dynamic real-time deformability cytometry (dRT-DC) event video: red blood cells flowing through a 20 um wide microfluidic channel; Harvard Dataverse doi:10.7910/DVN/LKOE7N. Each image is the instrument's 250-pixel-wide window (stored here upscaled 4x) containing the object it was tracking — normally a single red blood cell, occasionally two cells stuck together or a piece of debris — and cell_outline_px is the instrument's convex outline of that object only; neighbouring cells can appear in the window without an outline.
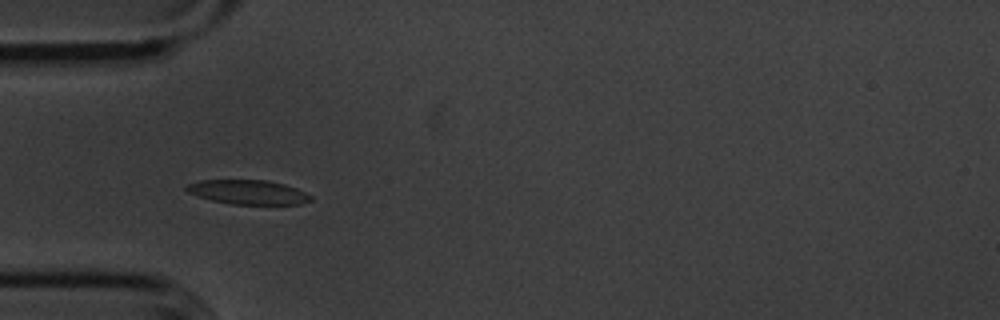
{"species": "common noctule bat (a hibernating species)", "species_latin": "Nyctalus noctula", "temperature_condition": "cold", "stored_images_in_passage": 55, "camera_frame_rate_fps": 3000, "um_per_image_px": 0.085, "animal": {"sex": "male", "body_mass_g": 20.1, "forearm_length_mm": 53.5}, "frame": {"image": 1, "passage_image": 16, "time_ms": 5.0, "image_size_px": [1000, 320], "cell_outline_px": [[312, 200], [300, 204], [232, 204], [212, 200], [188, 192], [184, 188], [188, 184], [200, 180], [268, 180], [284, 184], [296, 188], [312, 196]], "centroid_in_image_um": [21.1, 16.32], "position_along_channel_um": 63.9, "area_um2": 17.46}}
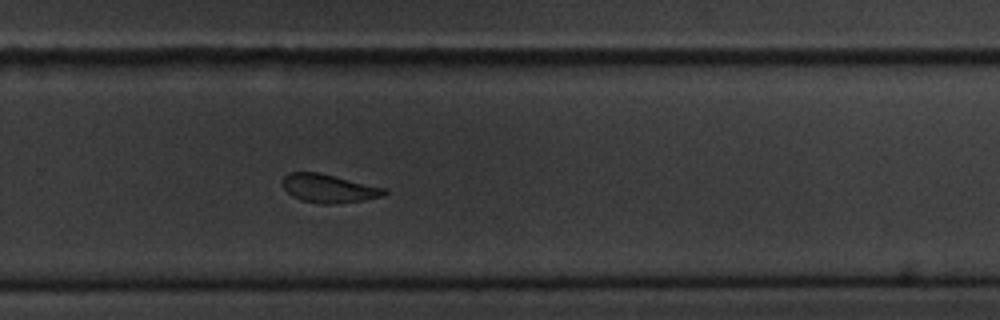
{"frame": {"image": 2, "passage_image": 36, "time_ms": 11.667, "image_size_px": [1000, 320], "cell_outline_px": [[388, 192], [384, 196], [364, 200], [340, 204], [320, 204], [300, 200], [292, 196], [280, 184], [284, 176], [288, 172], [316, 172], [388, 188]], "centroid_in_image_um": [27.96, 16.03], "position_along_channel_um": 301.8, "area_um2": 17.17}}
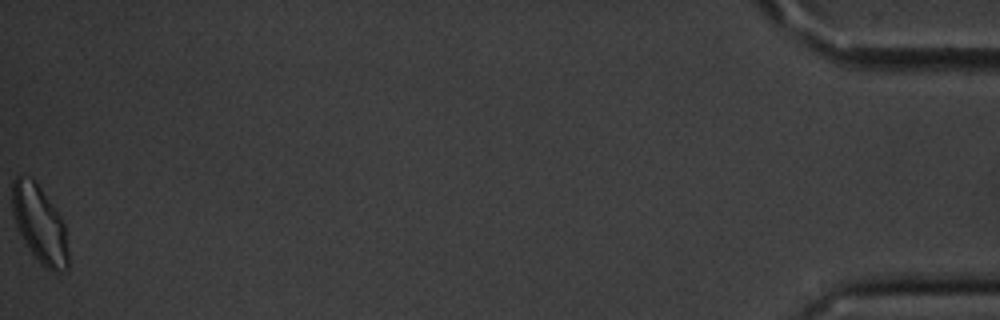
{"frame": {"image": 3, "passage_image": 55, "time_ms": 18.0, "image_size_px": [1000, 320], "cell_outline_px": [[68, 268], [60, 272], [52, 272], [28, 248], [16, 224], [12, 212], [12, 180], [20, 172], [32, 176], [36, 180], [64, 224], [68, 252]], "centroid_in_image_um": [3.34, 18.97], "position_along_channel_um": 431.9, "area_um2": 25.03}, "authors_computed_cell_mechanics": {"area_um2": 18.4382, "velocity_mm_per_s": 3.5841, "shape_relaxation_time_tau1_ms": 2.8907, "shape_relaxation_time_tau2_ms": 7.9379, "deformation_change_tau1": 0.1096, "deformation_change_tau2": 0.0886}}